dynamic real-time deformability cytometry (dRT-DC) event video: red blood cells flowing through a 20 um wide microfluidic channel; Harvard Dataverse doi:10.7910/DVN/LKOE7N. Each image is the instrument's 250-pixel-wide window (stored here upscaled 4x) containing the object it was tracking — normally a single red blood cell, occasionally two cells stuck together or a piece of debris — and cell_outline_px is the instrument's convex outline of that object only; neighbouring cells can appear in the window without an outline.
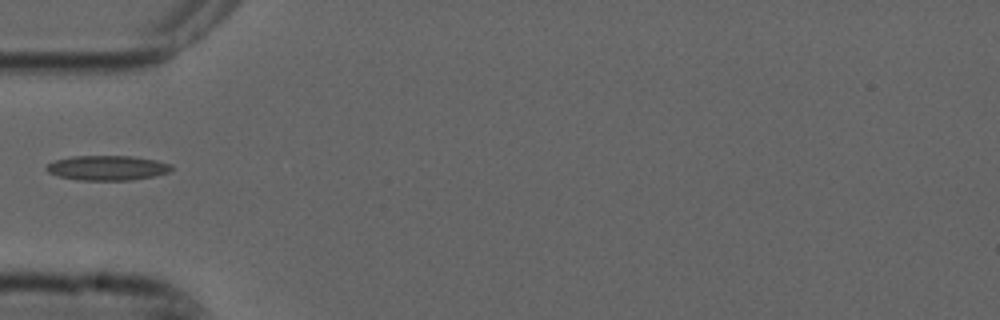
{"species": "common noctule bat (a hibernating species)", "species_latin": "Nyctalus noctula", "temperature_condition": "cold", "stored_images_in_passage": 37, "camera_frame_rate_fps": 3000, "um_per_image_px": 0.085, "animal": {"sex": "male", "forearm_length_mm": 52.5}, "frame": {"image": 1, "passage_image": 1, "time_ms": 0.0, "image_size_px": [1000, 320], "cell_outline_px": [[172, 168], [168, 172], [152, 176], [132, 180], [76, 180], [60, 176], [48, 172], [44, 168], [48, 164], [56, 160], [72, 156], [132, 156], [156, 160], [172, 164]], "centroid_in_image_um": [9.11, 14.27], "position_along_channel_um": 75.9, "area_um2": 17.98}}
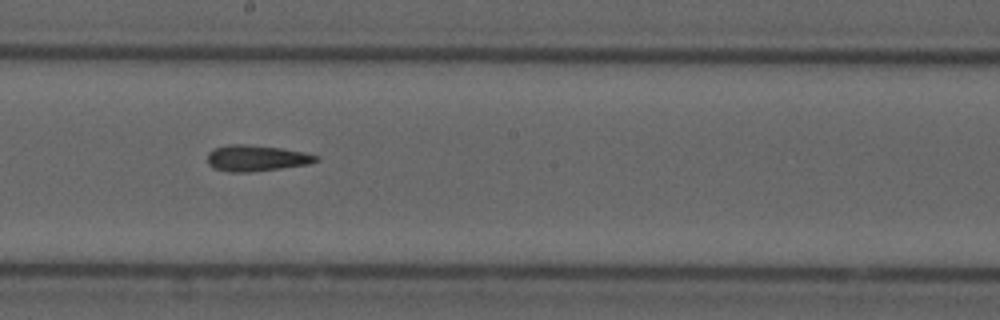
{"frame": {"image": 2, "passage_image": 13, "time_ms": 4.0, "image_size_px": [1000, 320], "cell_outline_px": [[320, 160], [308, 164], [280, 168], [248, 172], [228, 172], [212, 168], [208, 164], [208, 152], [216, 148], [228, 144], [244, 144], [280, 148], [304, 152], [320, 156]], "centroid_in_image_um": [21.78, 13.44], "position_along_channel_um": 226.4, "area_um2": 16.47}}
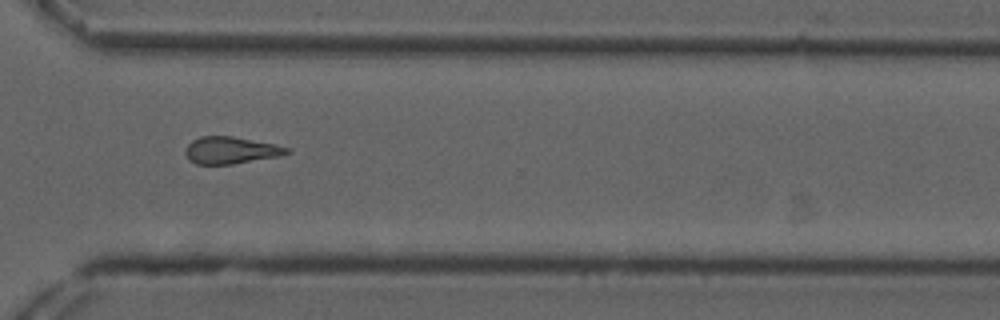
{"frame": {"image": 3, "passage_image": 23, "time_ms": 7.333, "image_size_px": [1000, 320], "cell_outline_px": [[292, 152], [280, 156], [232, 164], [196, 164], [188, 160], [184, 152], [188, 144], [192, 140], [200, 136], [232, 136], [276, 144], [292, 148]], "centroid_in_image_um": [19.64, 12.77], "position_along_channel_um": 351.0, "area_um2": 16.18}}